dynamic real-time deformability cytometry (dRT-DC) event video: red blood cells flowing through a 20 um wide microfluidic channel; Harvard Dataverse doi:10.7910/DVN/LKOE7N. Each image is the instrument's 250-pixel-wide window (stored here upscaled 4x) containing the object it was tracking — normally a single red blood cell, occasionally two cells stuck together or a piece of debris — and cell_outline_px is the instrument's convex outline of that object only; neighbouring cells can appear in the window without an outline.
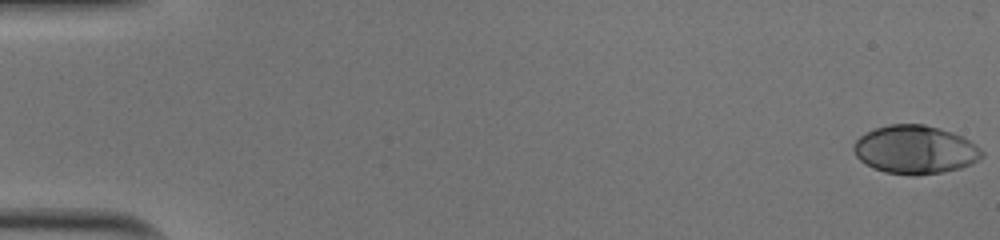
{"species": "human", "species_latin": "Homo sapiens", "temperature_condition": "cold", "stored_images_in_passage": 44, "camera_frame_rate_fps": 3000, "um_per_image_px": 0.085, "donor": {"sex": "male"}, "frame": {"image": 1, "passage_image": 1, "time_ms": 0.0, "image_size_px": [1000, 240], "cell_outline_px": [[984, 156], [972, 164], [960, 168], [944, 172], [916, 176], [912, 176], [884, 172], [872, 168], [860, 160], [856, 156], [852, 148], [856, 140], [860, 136], [876, 128], [888, 124], [924, 124], [940, 128], [952, 132], [976, 144], [984, 152]], "centroid_in_image_um": [77.8, 12.73], "position_along_channel_um": 7.2, "area_um2": 36.41}}
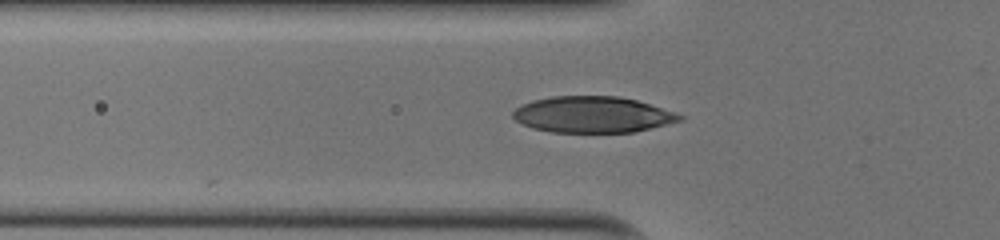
{"frame": {"image": 2, "passage_image": 19, "time_ms": 6.0, "image_size_px": [1000, 240], "cell_outline_px": [[684, 120], [632, 132], [552, 132], [532, 128], [516, 120], [512, 116], [512, 112], [516, 108], [532, 100], [552, 96], [616, 96], [636, 100], [676, 112], [684, 116]], "centroid_in_image_um": [50.38, 9.73], "position_along_channel_um": 75.4, "area_um2": 35.03}}
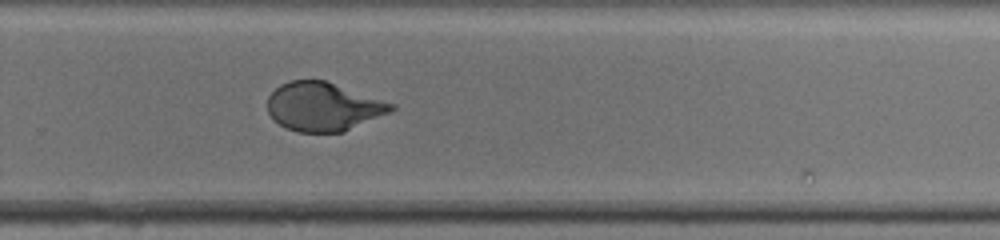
{"frame": {"image": 3, "passage_image": 36, "time_ms": 11.667, "image_size_px": [1000, 240], "cell_outline_px": [[396, 108], [388, 112], [344, 132], [300, 132], [284, 128], [268, 112], [268, 96], [280, 84], [288, 80], [324, 80], [396, 104]], "centroid_in_image_um": [27.46, 9.06], "position_along_channel_um": 302.3, "area_um2": 34.8}}